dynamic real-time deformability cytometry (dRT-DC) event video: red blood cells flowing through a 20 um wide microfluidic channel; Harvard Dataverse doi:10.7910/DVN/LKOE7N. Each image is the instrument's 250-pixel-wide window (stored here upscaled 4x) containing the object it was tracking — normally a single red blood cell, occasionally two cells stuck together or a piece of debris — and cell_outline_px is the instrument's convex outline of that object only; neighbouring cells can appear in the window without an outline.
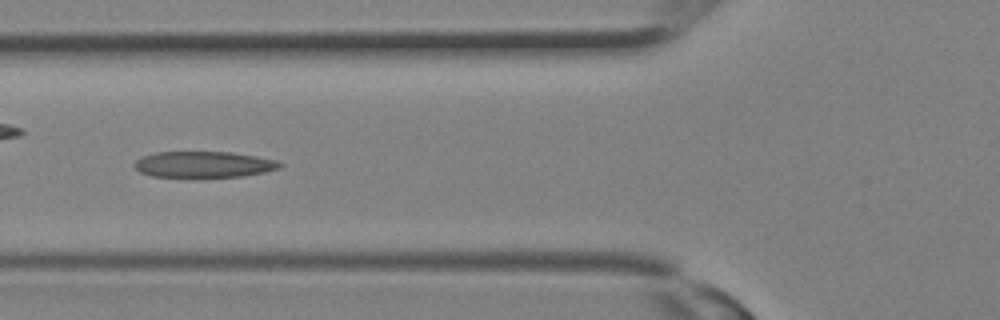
{"species": "Egyptian fruit bat (a non-hibernating species)", "species_latin": "Rousettus aegyptiacus", "temperature_condition": "room temperature", "stored_images_in_passage": 21, "camera_frame_rate_fps": 3000, "um_per_image_px": 0.085, "animal": {"sex": "female"}, "frame": {"image": 1, "passage_image": 12, "time_ms": 3.667, "image_size_px": [1000, 320], "cell_outline_px": [[284, 164], [280, 168], [264, 172], [240, 176], [192, 180], [152, 176], [140, 172], [132, 164], [140, 156], [156, 152], [228, 152], [256, 156], [280, 160]], "centroid_in_image_um": [17.28, 14.02], "position_along_channel_um": 108.5, "area_um2": 23.24}}
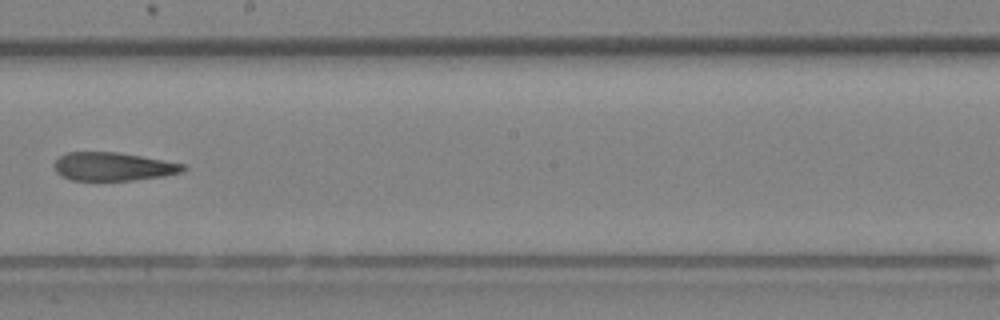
{"frame": {"image": 2, "passage_image": 18, "time_ms": 5.667, "image_size_px": [1000, 320], "cell_outline_px": [[188, 168], [184, 172], [164, 176], [132, 180], [72, 180], [56, 172], [52, 164], [60, 156], [68, 152], [116, 152], [140, 156], [184, 164]], "centroid_in_image_um": [9.63, 14.16], "position_along_channel_um": 238.6, "area_um2": 21.21}}
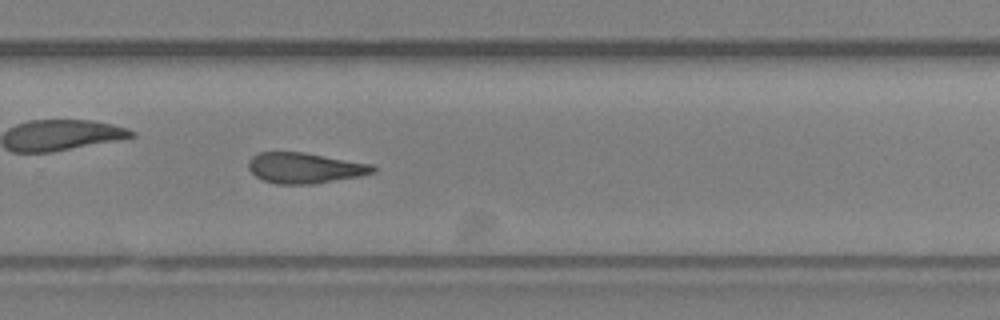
{"frame": {"image": 3, "passage_image": 21, "time_ms": 6.667, "image_size_px": [1000, 320], "cell_outline_px": [[376, 172], [360, 176], [312, 184], [276, 184], [264, 180], [256, 176], [248, 168], [248, 160], [256, 152], [304, 152], [372, 164], [376, 168]], "centroid_in_image_um": [25.9, 14.27], "position_along_channel_um": 303.9, "area_um2": 22.25}}